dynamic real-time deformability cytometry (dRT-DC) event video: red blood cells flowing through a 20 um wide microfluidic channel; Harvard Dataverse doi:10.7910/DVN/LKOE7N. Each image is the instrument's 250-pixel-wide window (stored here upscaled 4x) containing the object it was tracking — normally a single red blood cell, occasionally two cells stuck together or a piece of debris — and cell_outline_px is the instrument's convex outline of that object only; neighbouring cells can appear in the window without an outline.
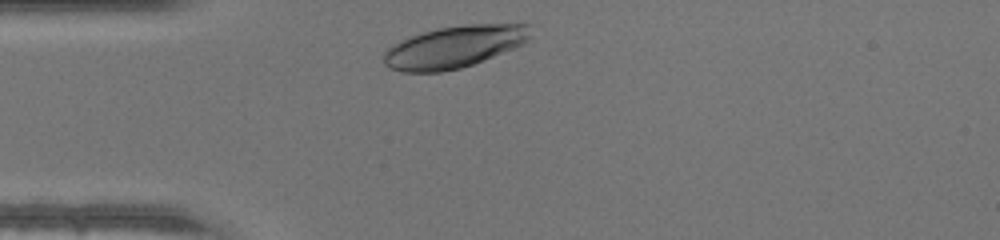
{"species": "human", "species_latin": "Homo sapiens", "temperature_condition": "warm", "stored_images_in_passage": 26, "camera_frame_rate_fps": 3000, "um_per_image_px": 0.085, "donor": {"sex": "male"}, "frame": {"image": 1, "passage_image": 1, "time_ms": 0.0, "image_size_px": [1000, 240], "cell_outline_px": [[532, 36], [524, 44], [484, 60], [460, 68], [440, 72], [404, 72], [388, 68], [384, 64], [384, 52], [392, 44], [400, 40], [424, 32], [440, 28], [468, 24], [532, 24]], "centroid_in_image_um": [38.64, 3.98], "position_along_channel_um": 46.4, "area_um2": 36.01}}
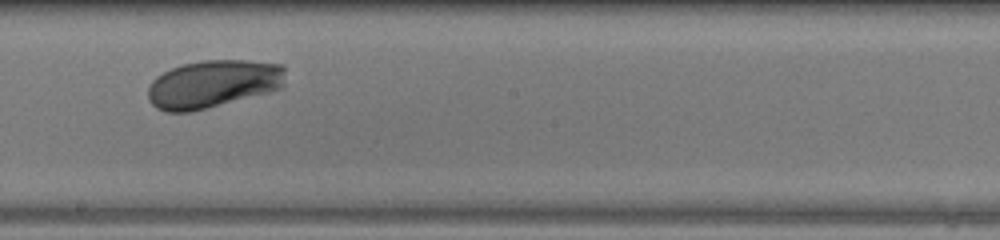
{"frame": {"image": 2, "passage_image": 15, "time_ms": 4.667, "image_size_px": [1000, 240], "cell_outline_px": [[284, 88], [188, 112], [164, 112], [156, 108], [148, 100], [148, 88], [152, 80], [156, 76], [172, 68], [184, 64], [204, 60], [248, 60], [284, 64]], "centroid_in_image_um": [18.11, 7.12], "position_along_channel_um": 230.1, "area_um2": 38.26}}
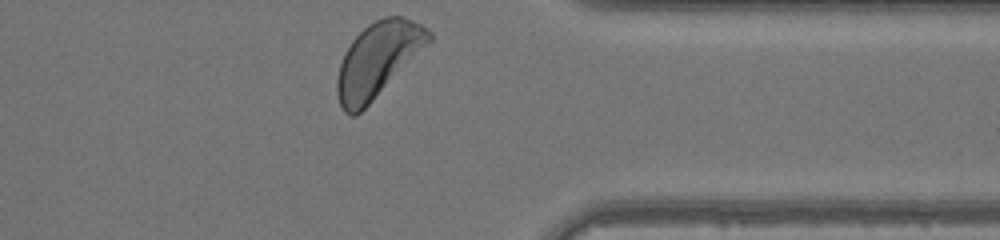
{"frame": {"image": 3, "passage_image": 26, "time_ms": 8.333, "image_size_px": [1000, 240], "cell_outline_px": [[432, 40], [356, 116], [352, 116], [344, 112], [340, 104], [336, 92], [336, 80], [340, 64], [352, 40], [368, 24], [384, 16], [404, 16], [420, 24], [432, 32]], "centroid_in_image_um": [32.1, 5.06], "position_along_channel_um": 379.3, "area_um2": 39.07}}